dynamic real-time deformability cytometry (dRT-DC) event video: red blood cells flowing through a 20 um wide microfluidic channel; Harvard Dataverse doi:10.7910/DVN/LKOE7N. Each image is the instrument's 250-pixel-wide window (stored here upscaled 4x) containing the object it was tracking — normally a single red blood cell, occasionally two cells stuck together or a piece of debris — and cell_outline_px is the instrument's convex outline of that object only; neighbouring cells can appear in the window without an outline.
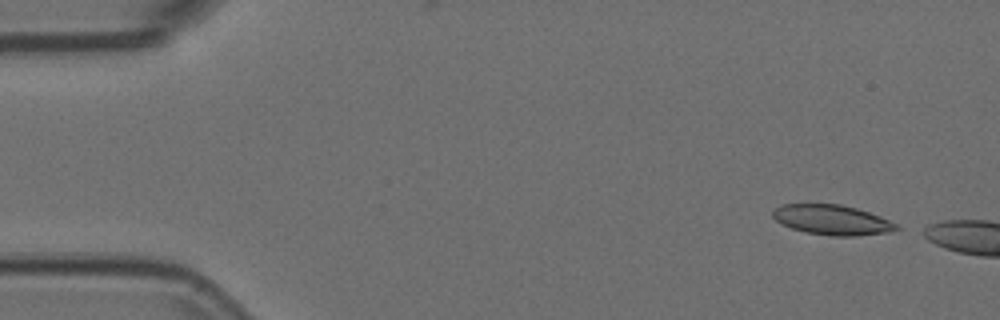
{"species": "Egyptian fruit bat (a non-hibernating species)", "species_latin": "Rousettus aegyptiacus", "temperature_condition": "room temperature", "stored_images_in_passage": 5, "camera_frame_rate_fps": 3000, "um_per_image_px": 0.085, "animal": {"sex": "female"}, "frame": {"image": 1, "passage_image": 2, "time_ms": 0.333, "image_size_px": [1000, 320], "cell_outline_px": [[900, 228], [888, 232], [856, 236], [832, 236], [804, 232], [792, 228], [776, 220], [772, 216], [772, 208], [780, 204], [840, 204], [856, 208], [880, 216], [896, 224]], "centroid_in_image_um": [70.69, 18.68], "position_along_channel_um": 14.3, "area_um2": 21.56}}